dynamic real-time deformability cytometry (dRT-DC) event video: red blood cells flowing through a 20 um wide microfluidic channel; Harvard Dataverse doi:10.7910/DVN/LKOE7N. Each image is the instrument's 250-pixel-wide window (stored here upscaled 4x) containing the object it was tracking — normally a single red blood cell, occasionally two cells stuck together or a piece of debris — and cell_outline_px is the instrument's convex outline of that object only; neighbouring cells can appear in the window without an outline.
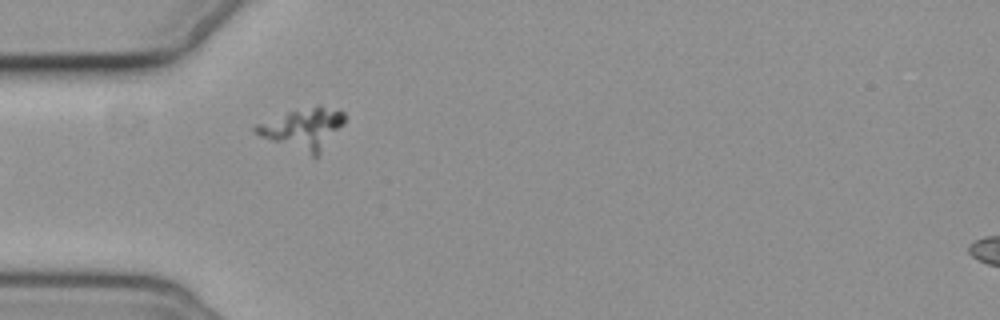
{"species": "common noctule bat (a hibernating species)", "species_latin": "Nyctalus noctula", "temperature_condition": "cold", "stored_images_in_passage": 1, "camera_frame_rate_fps": 3000, "um_per_image_px": 0.085, "animal": {"sex": "female", "body_mass_g": 19.3, "forearm_length_mm": 54.1}, "frame": {"image": 1, "passage_image": 1, "time_ms": 0.0, "image_size_px": [1000, 320], "cell_outline_px": [[344, 124], [320, 152], [316, 156], [312, 156], [260, 136], [252, 132], [252, 128], [256, 124], [288, 112], [320, 104], [344, 112]], "centroid_in_image_um": [25.76, 10.92], "position_along_channel_um": 59.2, "area_um2": 20.87}}